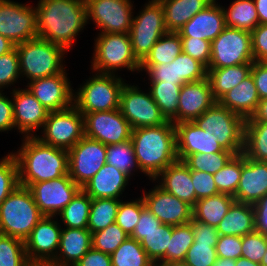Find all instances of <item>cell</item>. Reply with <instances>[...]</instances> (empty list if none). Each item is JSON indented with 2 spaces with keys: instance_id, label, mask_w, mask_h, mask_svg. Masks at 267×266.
Instances as JSON below:
<instances>
[{
  "instance_id": "15",
  "label": "cell",
  "mask_w": 267,
  "mask_h": 266,
  "mask_svg": "<svg viewBox=\"0 0 267 266\" xmlns=\"http://www.w3.org/2000/svg\"><path fill=\"white\" fill-rule=\"evenodd\" d=\"M87 19H91L99 33H129L133 19L131 0H85Z\"/></svg>"
},
{
  "instance_id": "65",
  "label": "cell",
  "mask_w": 267,
  "mask_h": 266,
  "mask_svg": "<svg viewBox=\"0 0 267 266\" xmlns=\"http://www.w3.org/2000/svg\"><path fill=\"white\" fill-rule=\"evenodd\" d=\"M255 231L267 236V212L254 211Z\"/></svg>"
},
{
  "instance_id": "61",
  "label": "cell",
  "mask_w": 267,
  "mask_h": 266,
  "mask_svg": "<svg viewBox=\"0 0 267 266\" xmlns=\"http://www.w3.org/2000/svg\"><path fill=\"white\" fill-rule=\"evenodd\" d=\"M0 91V132L15 128L13 102Z\"/></svg>"
},
{
  "instance_id": "20",
  "label": "cell",
  "mask_w": 267,
  "mask_h": 266,
  "mask_svg": "<svg viewBox=\"0 0 267 266\" xmlns=\"http://www.w3.org/2000/svg\"><path fill=\"white\" fill-rule=\"evenodd\" d=\"M66 70L50 77H43L27 83V89L49 111H60L73 105L74 91Z\"/></svg>"
},
{
  "instance_id": "72",
  "label": "cell",
  "mask_w": 267,
  "mask_h": 266,
  "mask_svg": "<svg viewBox=\"0 0 267 266\" xmlns=\"http://www.w3.org/2000/svg\"><path fill=\"white\" fill-rule=\"evenodd\" d=\"M260 265L261 266H267V250H266V253L264 254V256L260 262Z\"/></svg>"
},
{
  "instance_id": "6",
  "label": "cell",
  "mask_w": 267,
  "mask_h": 266,
  "mask_svg": "<svg viewBox=\"0 0 267 266\" xmlns=\"http://www.w3.org/2000/svg\"><path fill=\"white\" fill-rule=\"evenodd\" d=\"M116 74L96 72L73 94V105L81 113L119 109L125 81Z\"/></svg>"
},
{
  "instance_id": "47",
  "label": "cell",
  "mask_w": 267,
  "mask_h": 266,
  "mask_svg": "<svg viewBox=\"0 0 267 266\" xmlns=\"http://www.w3.org/2000/svg\"><path fill=\"white\" fill-rule=\"evenodd\" d=\"M129 235L115 222L92 233V248L111 255Z\"/></svg>"
},
{
  "instance_id": "5",
  "label": "cell",
  "mask_w": 267,
  "mask_h": 266,
  "mask_svg": "<svg viewBox=\"0 0 267 266\" xmlns=\"http://www.w3.org/2000/svg\"><path fill=\"white\" fill-rule=\"evenodd\" d=\"M19 57L21 77L30 81L50 77L65 70L63 57L67 51L58 44L34 38L15 45Z\"/></svg>"
},
{
  "instance_id": "59",
  "label": "cell",
  "mask_w": 267,
  "mask_h": 266,
  "mask_svg": "<svg viewBox=\"0 0 267 266\" xmlns=\"http://www.w3.org/2000/svg\"><path fill=\"white\" fill-rule=\"evenodd\" d=\"M160 224H162L161 221L148 208L144 207L130 237L140 242L146 234L155 230Z\"/></svg>"
},
{
  "instance_id": "66",
  "label": "cell",
  "mask_w": 267,
  "mask_h": 266,
  "mask_svg": "<svg viewBox=\"0 0 267 266\" xmlns=\"http://www.w3.org/2000/svg\"><path fill=\"white\" fill-rule=\"evenodd\" d=\"M259 17V24H267V0H253Z\"/></svg>"
},
{
  "instance_id": "45",
  "label": "cell",
  "mask_w": 267,
  "mask_h": 266,
  "mask_svg": "<svg viewBox=\"0 0 267 266\" xmlns=\"http://www.w3.org/2000/svg\"><path fill=\"white\" fill-rule=\"evenodd\" d=\"M241 172L242 153L234 155L223 168L213 175L218 192L234 196L239 185Z\"/></svg>"
},
{
  "instance_id": "48",
  "label": "cell",
  "mask_w": 267,
  "mask_h": 266,
  "mask_svg": "<svg viewBox=\"0 0 267 266\" xmlns=\"http://www.w3.org/2000/svg\"><path fill=\"white\" fill-rule=\"evenodd\" d=\"M18 185V164L11 152L0 159V205Z\"/></svg>"
},
{
  "instance_id": "10",
  "label": "cell",
  "mask_w": 267,
  "mask_h": 266,
  "mask_svg": "<svg viewBox=\"0 0 267 266\" xmlns=\"http://www.w3.org/2000/svg\"><path fill=\"white\" fill-rule=\"evenodd\" d=\"M42 129V143L70 150L84 136V116L74 105L50 111Z\"/></svg>"
},
{
  "instance_id": "22",
  "label": "cell",
  "mask_w": 267,
  "mask_h": 266,
  "mask_svg": "<svg viewBox=\"0 0 267 266\" xmlns=\"http://www.w3.org/2000/svg\"><path fill=\"white\" fill-rule=\"evenodd\" d=\"M216 102L207 78L183 84L178 99L177 123L194 121Z\"/></svg>"
},
{
  "instance_id": "67",
  "label": "cell",
  "mask_w": 267,
  "mask_h": 266,
  "mask_svg": "<svg viewBox=\"0 0 267 266\" xmlns=\"http://www.w3.org/2000/svg\"><path fill=\"white\" fill-rule=\"evenodd\" d=\"M15 48V44L8 38L0 35V56L9 53Z\"/></svg>"
},
{
  "instance_id": "60",
  "label": "cell",
  "mask_w": 267,
  "mask_h": 266,
  "mask_svg": "<svg viewBox=\"0 0 267 266\" xmlns=\"http://www.w3.org/2000/svg\"><path fill=\"white\" fill-rule=\"evenodd\" d=\"M189 223L193 228L194 243H217L219 234L216 227L201 223L193 218Z\"/></svg>"
},
{
  "instance_id": "68",
  "label": "cell",
  "mask_w": 267,
  "mask_h": 266,
  "mask_svg": "<svg viewBox=\"0 0 267 266\" xmlns=\"http://www.w3.org/2000/svg\"><path fill=\"white\" fill-rule=\"evenodd\" d=\"M213 266H236V260L218 257Z\"/></svg>"
},
{
  "instance_id": "24",
  "label": "cell",
  "mask_w": 267,
  "mask_h": 266,
  "mask_svg": "<svg viewBox=\"0 0 267 266\" xmlns=\"http://www.w3.org/2000/svg\"><path fill=\"white\" fill-rule=\"evenodd\" d=\"M177 155L180 161L196 153H216L225 149L207 131L200 129L193 121L175 124Z\"/></svg>"
},
{
  "instance_id": "12",
  "label": "cell",
  "mask_w": 267,
  "mask_h": 266,
  "mask_svg": "<svg viewBox=\"0 0 267 266\" xmlns=\"http://www.w3.org/2000/svg\"><path fill=\"white\" fill-rule=\"evenodd\" d=\"M140 89V90H139ZM135 85L124 84L119 110L133 129L160 126L167 122L151 96Z\"/></svg>"
},
{
  "instance_id": "70",
  "label": "cell",
  "mask_w": 267,
  "mask_h": 266,
  "mask_svg": "<svg viewBox=\"0 0 267 266\" xmlns=\"http://www.w3.org/2000/svg\"><path fill=\"white\" fill-rule=\"evenodd\" d=\"M236 266H261L258 263L252 262L249 259L240 257L236 259Z\"/></svg>"
},
{
  "instance_id": "40",
  "label": "cell",
  "mask_w": 267,
  "mask_h": 266,
  "mask_svg": "<svg viewBox=\"0 0 267 266\" xmlns=\"http://www.w3.org/2000/svg\"><path fill=\"white\" fill-rule=\"evenodd\" d=\"M120 199H92L89 212L88 229L91 233L105 229L116 222Z\"/></svg>"
},
{
  "instance_id": "32",
  "label": "cell",
  "mask_w": 267,
  "mask_h": 266,
  "mask_svg": "<svg viewBox=\"0 0 267 266\" xmlns=\"http://www.w3.org/2000/svg\"><path fill=\"white\" fill-rule=\"evenodd\" d=\"M234 202L235 198L226 193L199 199L192 207V218L217 227Z\"/></svg>"
},
{
  "instance_id": "30",
  "label": "cell",
  "mask_w": 267,
  "mask_h": 266,
  "mask_svg": "<svg viewBox=\"0 0 267 266\" xmlns=\"http://www.w3.org/2000/svg\"><path fill=\"white\" fill-rule=\"evenodd\" d=\"M168 32H178L196 13L214 0H159Z\"/></svg>"
},
{
  "instance_id": "28",
  "label": "cell",
  "mask_w": 267,
  "mask_h": 266,
  "mask_svg": "<svg viewBox=\"0 0 267 266\" xmlns=\"http://www.w3.org/2000/svg\"><path fill=\"white\" fill-rule=\"evenodd\" d=\"M156 180L162 189L187 202L192 207L198 200L192 183L191 170L183 161L178 160L168 165L153 181Z\"/></svg>"
},
{
  "instance_id": "49",
  "label": "cell",
  "mask_w": 267,
  "mask_h": 266,
  "mask_svg": "<svg viewBox=\"0 0 267 266\" xmlns=\"http://www.w3.org/2000/svg\"><path fill=\"white\" fill-rule=\"evenodd\" d=\"M176 70L183 84L207 78V67L184 52L176 57Z\"/></svg>"
},
{
  "instance_id": "34",
  "label": "cell",
  "mask_w": 267,
  "mask_h": 266,
  "mask_svg": "<svg viewBox=\"0 0 267 266\" xmlns=\"http://www.w3.org/2000/svg\"><path fill=\"white\" fill-rule=\"evenodd\" d=\"M181 86L166 81H150L151 88L148 90L160 108L161 114L173 124L177 123L178 99Z\"/></svg>"
},
{
  "instance_id": "35",
  "label": "cell",
  "mask_w": 267,
  "mask_h": 266,
  "mask_svg": "<svg viewBox=\"0 0 267 266\" xmlns=\"http://www.w3.org/2000/svg\"><path fill=\"white\" fill-rule=\"evenodd\" d=\"M225 26L252 32L259 24V17L253 0H234L230 7L222 6Z\"/></svg>"
},
{
  "instance_id": "57",
  "label": "cell",
  "mask_w": 267,
  "mask_h": 266,
  "mask_svg": "<svg viewBox=\"0 0 267 266\" xmlns=\"http://www.w3.org/2000/svg\"><path fill=\"white\" fill-rule=\"evenodd\" d=\"M242 236L224 235L219 236L216 253L217 257L230 258L236 260L241 257L242 254Z\"/></svg>"
},
{
  "instance_id": "18",
  "label": "cell",
  "mask_w": 267,
  "mask_h": 266,
  "mask_svg": "<svg viewBox=\"0 0 267 266\" xmlns=\"http://www.w3.org/2000/svg\"><path fill=\"white\" fill-rule=\"evenodd\" d=\"M54 217L43 216L24 241L30 263L50 264L59 248L61 225Z\"/></svg>"
},
{
  "instance_id": "36",
  "label": "cell",
  "mask_w": 267,
  "mask_h": 266,
  "mask_svg": "<svg viewBox=\"0 0 267 266\" xmlns=\"http://www.w3.org/2000/svg\"><path fill=\"white\" fill-rule=\"evenodd\" d=\"M92 198L81 188L58 214L66 228H88Z\"/></svg>"
},
{
  "instance_id": "21",
  "label": "cell",
  "mask_w": 267,
  "mask_h": 266,
  "mask_svg": "<svg viewBox=\"0 0 267 266\" xmlns=\"http://www.w3.org/2000/svg\"><path fill=\"white\" fill-rule=\"evenodd\" d=\"M11 97L15 129L18 128L23 137L37 136L34 131L43 128L50 111L27 88H14Z\"/></svg>"
},
{
  "instance_id": "29",
  "label": "cell",
  "mask_w": 267,
  "mask_h": 266,
  "mask_svg": "<svg viewBox=\"0 0 267 266\" xmlns=\"http://www.w3.org/2000/svg\"><path fill=\"white\" fill-rule=\"evenodd\" d=\"M260 98L254 79L250 73L242 82L225 93L217 102L245 120L257 110Z\"/></svg>"
},
{
  "instance_id": "46",
  "label": "cell",
  "mask_w": 267,
  "mask_h": 266,
  "mask_svg": "<svg viewBox=\"0 0 267 266\" xmlns=\"http://www.w3.org/2000/svg\"><path fill=\"white\" fill-rule=\"evenodd\" d=\"M24 241L0 234V266H29Z\"/></svg>"
},
{
  "instance_id": "23",
  "label": "cell",
  "mask_w": 267,
  "mask_h": 266,
  "mask_svg": "<svg viewBox=\"0 0 267 266\" xmlns=\"http://www.w3.org/2000/svg\"><path fill=\"white\" fill-rule=\"evenodd\" d=\"M267 194V162H259L242 153V172L236 202L254 205Z\"/></svg>"
},
{
  "instance_id": "64",
  "label": "cell",
  "mask_w": 267,
  "mask_h": 266,
  "mask_svg": "<svg viewBox=\"0 0 267 266\" xmlns=\"http://www.w3.org/2000/svg\"><path fill=\"white\" fill-rule=\"evenodd\" d=\"M246 122H267V98L259 101L256 112Z\"/></svg>"
},
{
  "instance_id": "19",
  "label": "cell",
  "mask_w": 267,
  "mask_h": 266,
  "mask_svg": "<svg viewBox=\"0 0 267 266\" xmlns=\"http://www.w3.org/2000/svg\"><path fill=\"white\" fill-rule=\"evenodd\" d=\"M152 191L144 192L143 201L163 224L172 226L187 224L192 220V206L162 189L158 184Z\"/></svg>"
},
{
  "instance_id": "56",
  "label": "cell",
  "mask_w": 267,
  "mask_h": 266,
  "mask_svg": "<svg viewBox=\"0 0 267 266\" xmlns=\"http://www.w3.org/2000/svg\"><path fill=\"white\" fill-rule=\"evenodd\" d=\"M191 178L198 200L219 194L212 174L191 170Z\"/></svg>"
},
{
  "instance_id": "42",
  "label": "cell",
  "mask_w": 267,
  "mask_h": 266,
  "mask_svg": "<svg viewBox=\"0 0 267 266\" xmlns=\"http://www.w3.org/2000/svg\"><path fill=\"white\" fill-rule=\"evenodd\" d=\"M194 243V232L190 223L172 226L166 263L183 262L190 246Z\"/></svg>"
},
{
  "instance_id": "62",
  "label": "cell",
  "mask_w": 267,
  "mask_h": 266,
  "mask_svg": "<svg viewBox=\"0 0 267 266\" xmlns=\"http://www.w3.org/2000/svg\"><path fill=\"white\" fill-rule=\"evenodd\" d=\"M260 100L267 98V63L253 62L251 71Z\"/></svg>"
},
{
  "instance_id": "52",
  "label": "cell",
  "mask_w": 267,
  "mask_h": 266,
  "mask_svg": "<svg viewBox=\"0 0 267 266\" xmlns=\"http://www.w3.org/2000/svg\"><path fill=\"white\" fill-rule=\"evenodd\" d=\"M241 257L260 264L267 250V236L257 231L242 236Z\"/></svg>"
},
{
  "instance_id": "54",
  "label": "cell",
  "mask_w": 267,
  "mask_h": 266,
  "mask_svg": "<svg viewBox=\"0 0 267 266\" xmlns=\"http://www.w3.org/2000/svg\"><path fill=\"white\" fill-rule=\"evenodd\" d=\"M182 52L200 61L207 68L211 60V42L195 37H180Z\"/></svg>"
},
{
  "instance_id": "8",
  "label": "cell",
  "mask_w": 267,
  "mask_h": 266,
  "mask_svg": "<svg viewBox=\"0 0 267 266\" xmlns=\"http://www.w3.org/2000/svg\"><path fill=\"white\" fill-rule=\"evenodd\" d=\"M95 41L91 67L94 72L115 74L121 68L140 72L129 33H99Z\"/></svg>"
},
{
  "instance_id": "1",
  "label": "cell",
  "mask_w": 267,
  "mask_h": 266,
  "mask_svg": "<svg viewBox=\"0 0 267 266\" xmlns=\"http://www.w3.org/2000/svg\"><path fill=\"white\" fill-rule=\"evenodd\" d=\"M36 6L37 37L69 51L89 23L85 0H39Z\"/></svg>"
},
{
  "instance_id": "71",
  "label": "cell",
  "mask_w": 267,
  "mask_h": 266,
  "mask_svg": "<svg viewBox=\"0 0 267 266\" xmlns=\"http://www.w3.org/2000/svg\"><path fill=\"white\" fill-rule=\"evenodd\" d=\"M155 266H187L184 262H171L166 264H155Z\"/></svg>"
},
{
  "instance_id": "41",
  "label": "cell",
  "mask_w": 267,
  "mask_h": 266,
  "mask_svg": "<svg viewBox=\"0 0 267 266\" xmlns=\"http://www.w3.org/2000/svg\"><path fill=\"white\" fill-rule=\"evenodd\" d=\"M110 256L112 266H155L141 243L130 236Z\"/></svg>"
},
{
  "instance_id": "43",
  "label": "cell",
  "mask_w": 267,
  "mask_h": 266,
  "mask_svg": "<svg viewBox=\"0 0 267 266\" xmlns=\"http://www.w3.org/2000/svg\"><path fill=\"white\" fill-rule=\"evenodd\" d=\"M106 154L107 164L115 166L129 178L132 174H134L133 172L139 170L131 140L118 144L107 145Z\"/></svg>"
},
{
  "instance_id": "44",
  "label": "cell",
  "mask_w": 267,
  "mask_h": 266,
  "mask_svg": "<svg viewBox=\"0 0 267 266\" xmlns=\"http://www.w3.org/2000/svg\"><path fill=\"white\" fill-rule=\"evenodd\" d=\"M234 156L231 151L224 150L216 153H196L187 156L183 163L190 169L203 171L214 175L223 168Z\"/></svg>"
},
{
  "instance_id": "9",
  "label": "cell",
  "mask_w": 267,
  "mask_h": 266,
  "mask_svg": "<svg viewBox=\"0 0 267 266\" xmlns=\"http://www.w3.org/2000/svg\"><path fill=\"white\" fill-rule=\"evenodd\" d=\"M135 17L129 32L134 57L141 64L151 48L168 32L162 4L159 0H149Z\"/></svg>"
},
{
  "instance_id": "73",
  "label": "cell",
  "mask_w": 267,
  "mask_h": 266,
  "mask_svg": "<svg viewBox=\"0 0 267 266\" xmlns=\"http://www.w3.org/2000/svg\"><path fill=\"white\" fill-rule=\"evenodd\" d=\"M29 266H52L51 264L31 263Z\"/></svg>"
},
{
  "instance_id": "13",
  "label": "cell",
  "mask_w": 267,
  "mask_h": 266,
  "mask_svg": "<svg viewBox=\"0 0 267 266\" xmlns=\"http://www.w3.org/2000/svg\"><path fill=\"white\" fill-rule=\"evenodd\" d=\"M0 35L15 45L37 38L35 6L0 0Z\"/></svg>"
},
{
  "instance_id": "39",
  "label": "cell",
  "mask_w": 267,
  "mask_h": 266,
  "mask_svg": "<svg viewBox=\"0 0 267 266\" xmlns=\"http://www.w3.org/2000/svg\"><path fill=\"white\" fill-rule=\"evenodd\" d=\"M172 236V225L160 224L140 241L147 256L154 264H166V250Z\"/></svg>"
},
{
  "instance_id": "33",
  "label": "cell",
  "mask_w": 267,
  "mask_h": 266,
  "mask_svg": "<svg viewBox=\"0 0 267 266\" xmlns=\"http://www.w3.org/2000/svg\"><path fill=\"white\" fill-rule=\"evenodd\" d=\"M252 63H244L223 68H207L213 97L218 101L225 93L237 86L250 74Z\"/></svg>"
},
{
  "instance_id": "69",
  "label": "cell",
  "mask_w": 267,
  "mask_h": 266,
  "mask_svg": "<svg viewBox=\"0 0 267 266\" xmlns=\"http://www.w3.org/2000/svg\"><path fill=\"white\" fill-rule=\"evenodd\" d=\"M254 211H265L267 212V194L256 204L253 205Z\"/></svg>"
},
{
  "instance_id": "14",
  "label": "cell",
  "mask_w": 267,
  "mask_h": 266,
  "mask_svg": "<svg viewBox=\"0 0 267 266\" xmlns=\"http://www.w3.org/2000/svg\"><path fill=\"white\" fill-rule=\"evenodd\" d=\"M106 145L83 136L68 150V174L82 188L106 162Z\"/></svg>"
},
{
  "instance_id": "50",
  "label": "cell",
  "mask_w": 267,
  "mask_h": 266,
  "mask_svg": "<svg viewBox=\"0 0 267 266\" xmlns=\"http://www.w3.org/2000/svg\"><path fill=\"white\" fill-rule=\"evenodd\" d=\"M145 207L142 196L132 201H120L116 223L130 236L139 221L141 211Z\"/></svg>"
},
{
  "instance_id": "27",
  "label": "cell",
  "mask_w": 267,
  "mask_h": 266,
  "mask_svg": "<svg viewBox=\"0 0 267 266\" xmlns=\"http://www.w3.org/2000/svg\"><path fill=\"white\" fill-rule=\"evenodd\" d=\"M129 177L115 166L105 164L82 187L92 198L120 199L129 182Z\"/></svg>"
},
{
  "instance_id": "53",
  "label": "cell",
  "mask_w": 267,
  "mask_h": 266,
  "mask_svg": "<svg viewBox=\"0 0 267 266\" xmlns=\"http://www.w3.org/2000/svg\"><path fill=\"white\" fill-rule=\"evenodd\" d=\"M19 78V57L15 47L9 53L0 56V91L16 83Z\"/></svg>"
},
{
  "instance_id": "17",
  "label": "cell",
  "mask_w": 267,
  "mask_h": 266,
  "mask_svg": "<svg viewBox=\"0 0 267 266\" xmlns=\"http://www.w3.org/2000/svg\"><path fill=\"white\" fill-rule=\"evenodd\" d=\"M28 188L40 212L51 217L58 216L81 189L69 174L49 181L32 183Z\"/></svg>"
},
{
  "instance_id": "16",
  "label": "cell",
  "mask_w": 267,
  "mask_h": 266,
  "mask_svg": "<svg viewBox=\"0 0 267 266\" xmlns=\"http://www.w3.org/2000/svg\"><path fill=\"white\" fill-rule=\"evenodd\" d=\"M81 114L84 116V136L106 146L130 140L132 128L119 109Z\"/></svg>"
},
{
  "instance_id": "4",
  "label": "cell",
  "mask_w": 267,
  "mask_h": 266,
  "mask_svg": "<svg viewBox=\"0 0 267 266\" xmlns=\"http://www.w3.org/2000/svg\"><path fill=\"white\" fill-rule=\"evenodd\" d=\"M43 216L29 188L18 185L0 205V234L25 241Z\"/></svg>"
},
{
  "instance_id": "37",
  "label": "cell",
  "mask_w": 267,
  "mask_h": 266,
  "mask_svg": "<svg viewBox=\"0 0 267 266\" xmlns=\"http://www.w3.org/2000/svg\"><path fill=\"white\" fill-rule=\"evenodd\" d=\"M243 154L252 160L267 162V122H245Z\"/></svg>"
},
{
  "instance_id": "31",
  "label": "cell",
  "mask_w": 267,
  "mask_h": 266,
  "mask_svg": "<svg viewBox=\"0 0 267 266\" xmlns=\"http://www.w3.org/2000/svg\"><path fill=\"white\" fill-rule=\"evenodd\" d=\"M219 236H244L255 231L254 207L234 202L216 227Z\"/></svg>"
},
{
  "instance_id": "63",
  "label": "cell",
  "mask_w": 267,
  "mask_h": 266,
  "mask_svg": "<svg viewBox=\"0 0 267 266\" xmlns=\"http://www.w3.org/2000/svg\"><path fill=\"white\" fill-rule=\"evenodd\" d=\"M74 266H112L111 256L91 247Z\"/></svg>"
},
{
  "instance_id": "38",
  "label": "cell",
  "mask_w": 267,
  "mask_h": 266,
  "mask_svg": "<svg viewBox=\"0 0 267 266\" xmlns=\"http://www.w3.org/2000/svg\"><path fill=\"white\" fill-rule=\"evenodd\" d=\"M182 52V42L178 32L165 33L151 48L149 55L140 66L171 63Z\"/></svg>"
},
{
  "instance_id": "51",
  "label": "cell",
  "mask_w": 267,
  "mask_h": 266,
  "mask_svg": "<svg viewBox=\"0 0 267 266\" xmlns=\"http://www.w3.org/2000/svg\"><path fill=\"white\" fill-rule=\"evenodd\" d=\"M216 245L217 243H193L183 262L187 266H213L218 258Z\"/></svg>"
},
{
  "instance_id": "11",
  "label": "cell",
  "mask_w": 267,
  "mask_h": 266,
  "mask_svg": "<svg viewBox=\"0 0 267 266\" xmlns=\"http://www.w3.org/2000/svg\"><path fill=\"white\" fill-rule=\"evenodd\" d=\"M253 62L251 32L225 27L211 42V60L208 68H223Z\"/></svg>"
},
{
  "instance_id": "55",
  "label": "cell",
  "mask_w": 267,
  "mask_h": 266,
  "mask_svg": "<svg viewBox=\"0 0 267 266\" xmlns=\"http://www.w3.org/2000/svg\"><path fill=\"white\" fill-rule=\"evenodd\" d=\"M145 71L150 77V81H166L183 85L182 81L177 78L176 58L171 63L156 64L154 66H140V71Z\"/></svg>"
},
{
  "instance_id": "7",
  "label": "cell",
  "mask_w": 267,
  "mask_h": 266,
  "mask_svg": "<svg viewBox=\"0 0 267 266\" xmlns=\"http://www.w3.org/2000/svg\"><path fill=\"white\" fill-rule=\"evenodd\" d=\"M234 155L243 153L246 120L216 102L193 121Z\"/></svg>"
},
{
  "instance_id": "2",
  "label": "cell",
  "mask_w": 267,
  "mask_h": 266,
  "mask_svg": "<svg viewBox=\"0 0 267 266\" xmlns=\"http://www.w3.org/2000/svg\"><path fill=\"white\" fill-rule=\"evenodd\" d=\"M130 140L138 168L150 180L179 160L175 124L171 121L160 126L133 129Z\"/></svg>"
},
{
  "instance_id": "58",
  "label": "cell",
  "mask_w": 267,
  "mask_h": 266,
  "mask_svg": "<svg viewBox=\"0 0 267 266\" xmlns=\"http://www.w3.org/2000/svg\"><path fill=\"white\" fill-rule=\"evenodd\" d=\"M252 53L255 62L267 63V24H258L251 32Z\"/></svg>"
},
{
  "instance_id": "3",
  "label": "cell",
  "mask_w": 267,
  "mask_h": 266,
  "mask_svg": "<svg viewBox=\"0 0 267 266\" xmlns=\"http://www.w3.org/2000/svg\"><path fill=\"white\" fill-rule=\"evenodd\" d=\"M21 145L12 152L18 164L19 185L28 187L68 175V150L44 144L36 136L23 137Z\"/></svg>"
},
{
  "instance_id": "26",
  "label": "cell",
  "mask_w": 267,
  "mask_h": 266,
  "mask_svg": "<svg viewBox=\"0 0 267 266\" xmlns=\"http://www.w3.org/2000/svg\"><path fill=\"white\" fill-rule=\"evenodd\" d=\"M92 233L88 228H63L60 233L58 253L52 266H74L92 247Z\"/></svg>"
},
{
  "instance_id": "25",
  "label": "cell",
  "mask_w": 267,
  "mask_h": 266,
  "mask_svg": "<svg viewBox=\"0 0 267 266\" xmlns=\"http://www.w3.org/2000/svg\"><path fill=\"white\" fill-rule=\"evenodd\" d=\"M225 27L222 5L214 0L184 24L178 33L180 37H195L212 42Z\"/></svg>"
}]
</instances>
